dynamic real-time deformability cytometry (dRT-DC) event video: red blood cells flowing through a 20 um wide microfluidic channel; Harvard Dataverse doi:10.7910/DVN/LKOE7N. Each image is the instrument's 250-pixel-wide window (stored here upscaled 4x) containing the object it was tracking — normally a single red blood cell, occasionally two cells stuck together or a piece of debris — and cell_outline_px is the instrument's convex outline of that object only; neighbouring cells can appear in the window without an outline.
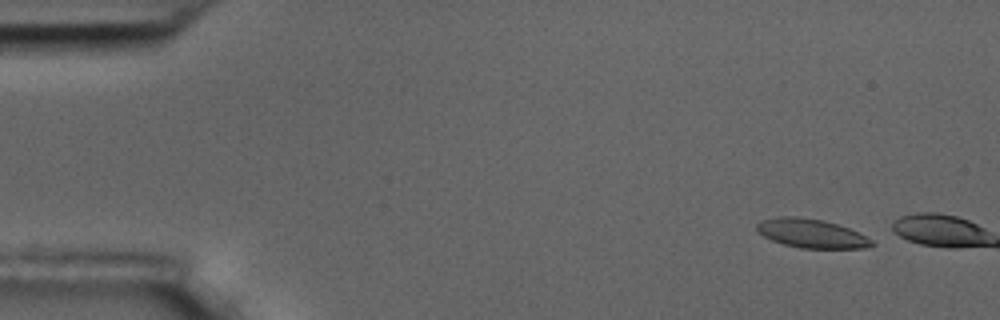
{"species": "common noctule bat (a hibernating species)", "species_latin": "Nyctalus noctula", "temperature_condition": "room temperature", "stored_images_in_passage": 2, "camera_frame_rate_fps": 3000, "um_per_image_px": 0.085, "animal": {"sex": "male", "body_mass_g": 17.5, "forearm_length_mm": 52.3}, "frame": {"image": 1, "passage_image": 1, "time_ms": 0.0, "image_size_px": [1000, 320], "cell_outline_px": [[876, 244], [864, 248], [800, 248], [784, 244], [772, 240], [764, 236], [756, 228], [756, 224], [760, 220], [776, 216], [800, 216], [824, 220], [848, 228], [872, 240]], "centroid_in_image_um": [68.93, 19.82], "position_along_channel_um": 16.1, "area_um2": 19.31}}